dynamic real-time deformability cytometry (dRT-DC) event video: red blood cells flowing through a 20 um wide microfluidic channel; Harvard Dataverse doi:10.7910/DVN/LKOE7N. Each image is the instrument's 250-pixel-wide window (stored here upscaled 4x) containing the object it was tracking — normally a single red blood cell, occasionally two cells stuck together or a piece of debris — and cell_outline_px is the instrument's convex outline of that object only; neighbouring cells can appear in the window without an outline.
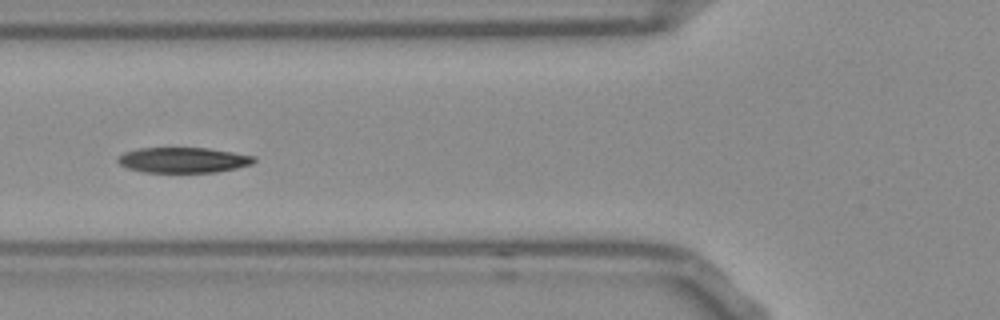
{"species": "Egyptian fruit bat (a non-hibernating species)", "species_latin": "Rousettus aegyptiacus", "temperature_condition": "room temperature", "stored_images_in_passage": 25, "camera_frame_rate_fps": 3000, "um_per_image_px": 0.085, "frame": {"image": 1, "passage_image": 5, "time_ms": 1.333, "image_size_px": [1000, 320], "cell_outline_px": [[256, 160], [252, 164], [236, 168], [216, 172], [144, 172], [128, 168], [120, 164], [116, 160], [124, 152], [140, 148], [208, 148], [256, 156]], "centroid_in_image_um": [15.6, 13.6], "position_along_channel_um": 110.2, "area_um2": 20.06}, "authors_computed_cell_mechanics": {"area_um2": 21.0392, "velocity_mm_per_s": 3.7918, "shape_relaxation_time_tau1_ms": 2.9058, "shape_relaxation_time_tau2_ms": 4.0935, "deformation_change_tau1": 0.1345, "deformation_change_tau2": 0.0867}}